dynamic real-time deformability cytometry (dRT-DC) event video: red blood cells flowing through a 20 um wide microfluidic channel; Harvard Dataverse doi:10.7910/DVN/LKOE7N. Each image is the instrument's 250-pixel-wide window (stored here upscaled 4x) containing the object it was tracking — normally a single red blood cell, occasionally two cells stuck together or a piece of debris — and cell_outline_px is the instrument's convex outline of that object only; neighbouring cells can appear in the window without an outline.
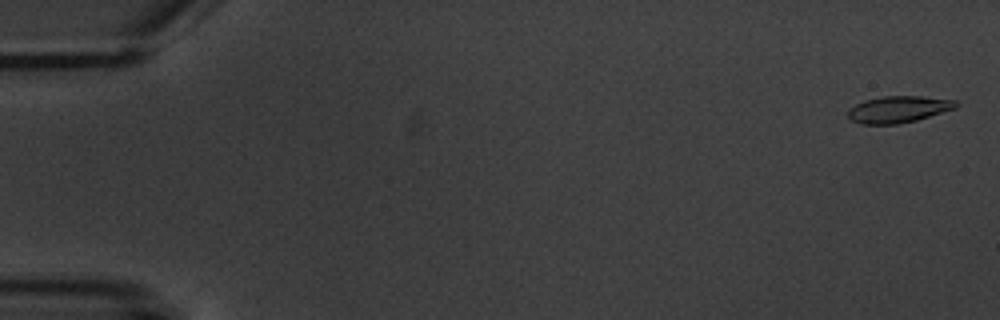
{"species": "common noctule bat (a hibernating species)", "species_latin": "Nyctalus noctula", "temperature_condition": "warm", "stored_images_in_passage": 7, "camera_frame_rate_fps": 3000, "um_per_image_px": 0.085, "animal": {"sex": "male", "body_mass_g": 20.1, "forearm_length_mm": 53.5}, "frame": {"image": 1, "passage_image": 1, "time_ms": 0.0, "image_size_px": [1000, 320], "cell_outline_px": [[960, 104], [956, 108], [916, 120], [896, 124], [860, 124], [852, 120], [848, 116], [848, 108], [864, 100], [884, 96], [920, 96], [956, 100]], "centroid_in_image_um": [76.37, 9.29], "position_along_channel_um": 8.6, "area_um2": 16.76}}
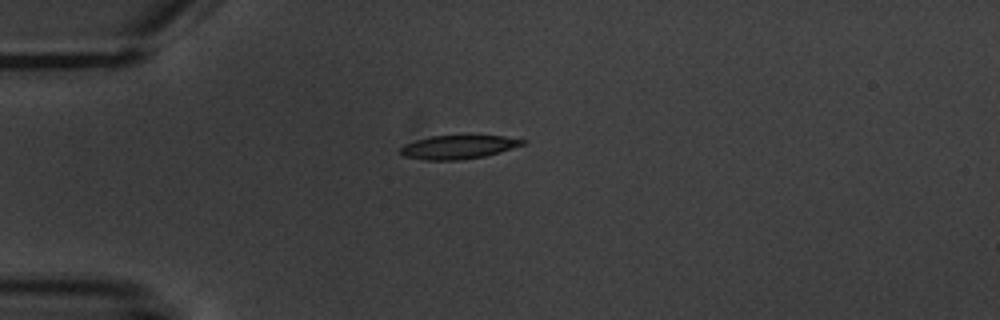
{"frame": {"image": 2, "passage_image": 5, "time_ms": 4.667, "image_size_px": [1000, 320], "cell_outline_px": [[528, 140], [524, 144], [500, 152], [484, 156], [460, 160], [424, 160], [404, 156], [400, 152], [400, 148], [404, 144], [416, 140], [432, 136], [504, 136]], "centroid_in_image_um": [38.95, 12.5], "position_along_channel_um": 46.0, "area_um2": 16.7}}